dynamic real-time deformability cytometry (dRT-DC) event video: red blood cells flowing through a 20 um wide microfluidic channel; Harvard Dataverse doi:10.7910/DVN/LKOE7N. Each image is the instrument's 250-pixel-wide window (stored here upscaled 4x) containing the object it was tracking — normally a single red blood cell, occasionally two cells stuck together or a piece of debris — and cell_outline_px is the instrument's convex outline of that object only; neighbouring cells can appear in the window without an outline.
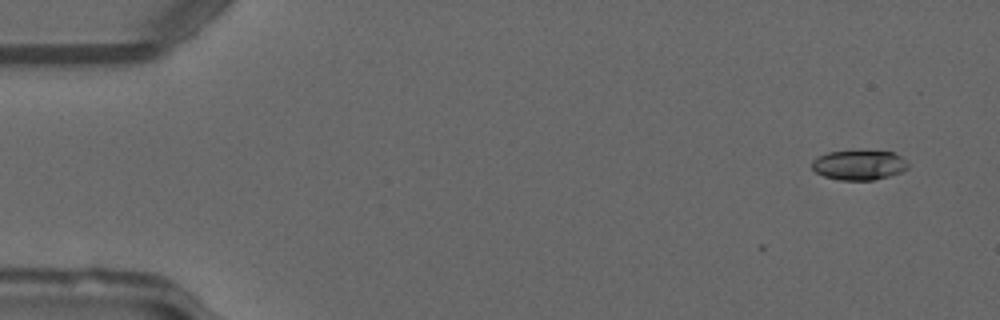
{"species": "common noctule bat (a hibernating species)", "species_latin": "Nyctalus noctula", "temperature_condition": "warm", "stored_images_in_passage": 3, "camera_frame_rate_fps": 3000, "um_per_image_px": 0.085, "animal": {"sex": "male", "forearm_length_mm": 52.5}, "frame": {"image": 1, "passage_image": 3, "time_ms": 0.667, "image_size_px": [1000, 320], "cell_outline_px": [[908, 168], [900, 172], [888, 176], [872, 180], [840, 180], [824, 176], [816, 172], [812, 168], [812, 160], [816, 156], [828, 152], [860, 148], [868, 148], [892, 152], [900, 156], [908, 164]], "centroid_in_image_um": [72.99, 13.97], "position_along_channel_um": 12.0, "area_um2": 17.34}}